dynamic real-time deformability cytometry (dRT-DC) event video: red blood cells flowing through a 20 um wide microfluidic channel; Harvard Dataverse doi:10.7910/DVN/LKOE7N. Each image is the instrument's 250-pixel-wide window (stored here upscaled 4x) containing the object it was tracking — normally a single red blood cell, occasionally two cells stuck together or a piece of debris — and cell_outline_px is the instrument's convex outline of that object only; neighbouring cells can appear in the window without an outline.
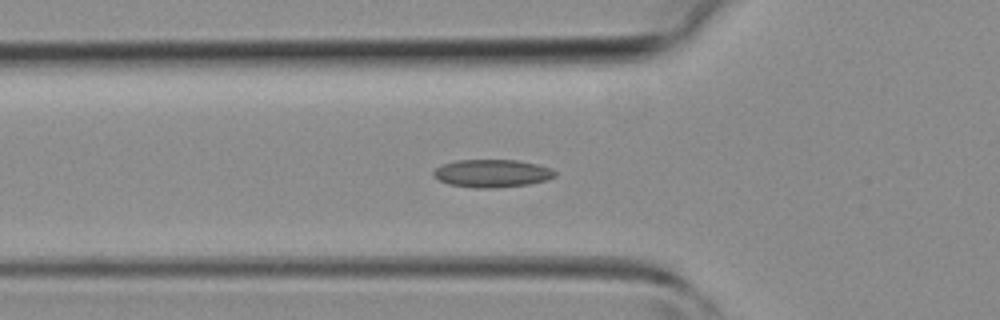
{"species": "common noctule bat (a hibernating species)", "species_latin": "Nyctalus noctula", "temperature_condition": "room temperature", "stored_images_in_passage": 34, "camera_frame_rate_fps": 3000, "um_per_image_px": 0.085, "animal": {"sex": "female", "body_mass_g": 19.3, "forearm_length_mm": 54.1}, "frame": {"image": 1, "passage_image": 6, "time_ms": 1.667, "image_size_px": [1000, 320], "cell_outline_px": [[556, 176], [548, 180], [532, 184], [496, 188], [472, 188], [448, 184], [432, 176], [432, 172], [436, 168], [444, 164], [456, 160], [516, 160], [536, 164], [552, 168], [556, 172]], "centroid_in_image_um": [41.84, 14.75], "position_along_channel_um": 84.0, "area_um2": 19.94}}
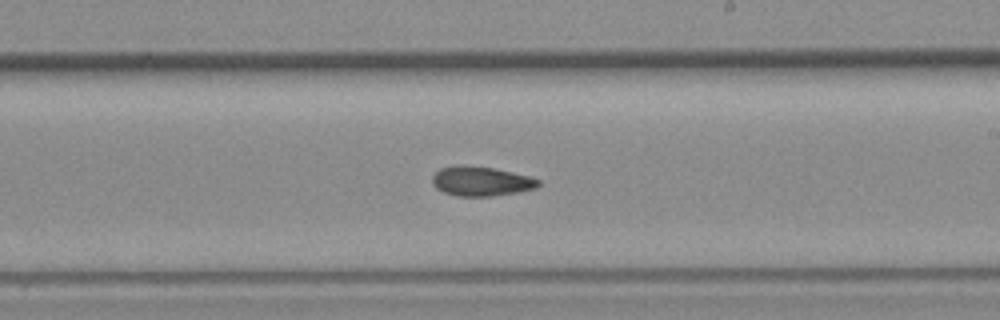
{"frame": {"image": 2, "passage_image": 16, "time_ms": 5.0, "image_size_px": [1000, 320], "cell_outline_px": [[540, 184], [536, 188], [520, 192], [492, 196], [456, 196], [444, 192], [436, 188], [432, 184], [432, 176], [440, 168], [492, 168], [512, 172], [528, 176], [540, 180]], "centroid_in_image_um": [40.94, 15.46], "position_along_channel_um": 248.1, "area_um2": 17.57}}
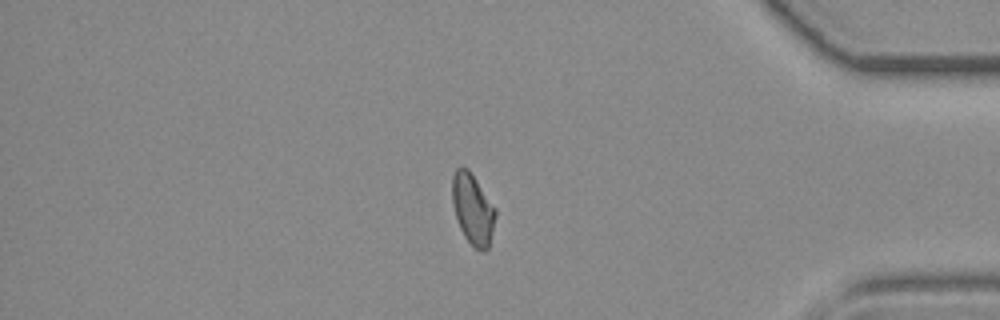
{"frame": {"image": 3, "passage_image": 27, "time_ms": 8.667, "image_size_px": [1000, 320], "cell_outline_px": [[496, 216], [488, 248], [484, 252], [480, 252], [464, 236], [456, 220], [452, 204], [452, 176], [456, 168], [460, 164], [468, 168], [496, 208]], "centroid_in_image_um": [40.17, 17.74], "position_along_channel_um": 395.0, "area_um2": 18.03}}